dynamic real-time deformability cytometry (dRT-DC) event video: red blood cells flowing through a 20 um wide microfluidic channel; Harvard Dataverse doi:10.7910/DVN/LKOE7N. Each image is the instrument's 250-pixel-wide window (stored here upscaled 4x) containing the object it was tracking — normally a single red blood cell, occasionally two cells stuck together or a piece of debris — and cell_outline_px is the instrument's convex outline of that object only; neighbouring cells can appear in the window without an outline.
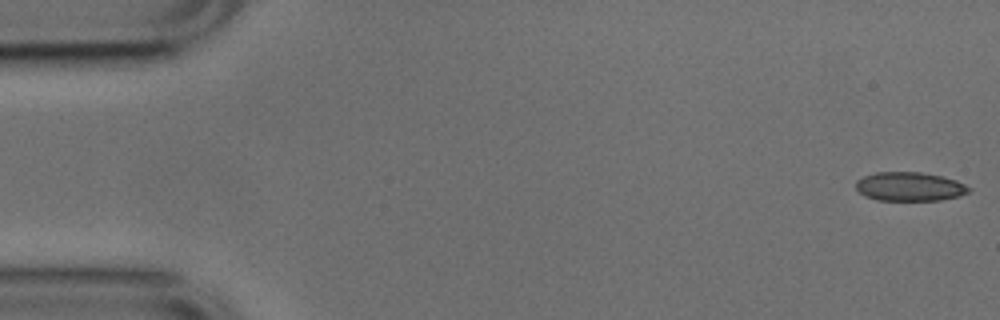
{"species": "common noctule bat (a hibernating species)", "species_latin": "Nyctalus noctula", "temperature_condition": "cold", "stored_images_in_passage": 52, "camera_frame_rate_fps": 3000, "um_per_image_px": 0.085, "animal": {"sex": "male", "body_mass_g": 17.9, "forearm_length_mm": 54.2}, "frame": {"image": 1, "passage_image": 1, "time_ms": 0.0, "image_size_px": [1000, 320], "cell_outline_px": [[972, 188], [968, 192], [960, 196], [940, 200], [876, 200], [864, 196], [856, 188], [856, 180], [864, 176], [876, 172], [920, 172], [940, 176], [956, 180]], "centroid_in_image_um": [77.31, 15.86], "position_along_channel_um": 7.7, "area_um2": 19.02}}
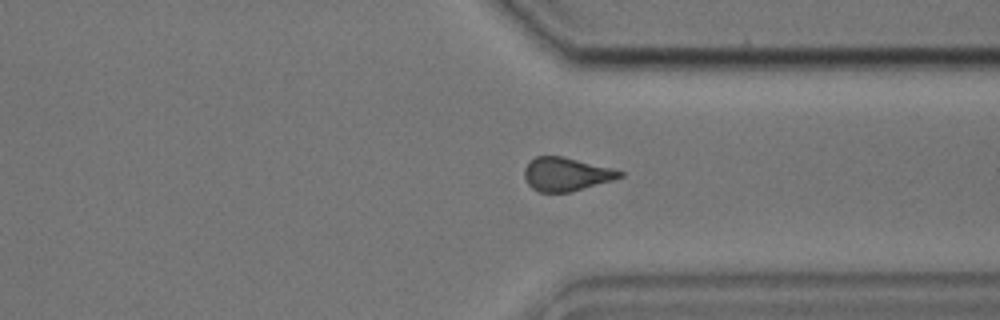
{"frame": {"image": 2, "passage_image": 39, "time_ms": 12.667, "image_size_px": [1000, 320], "cell_outline_px": [[624, 176], [612, 180], [572, 192], [540, 192], [532, 188], [528, 184], [524, 176], [524, 168], [536, 156], [560, 156], [612, 168], [624, 172]], "centroid_in_image_um": [48.13, 14.82], "position_along_channel_um": 363.3, "area_um2": 18.44}}
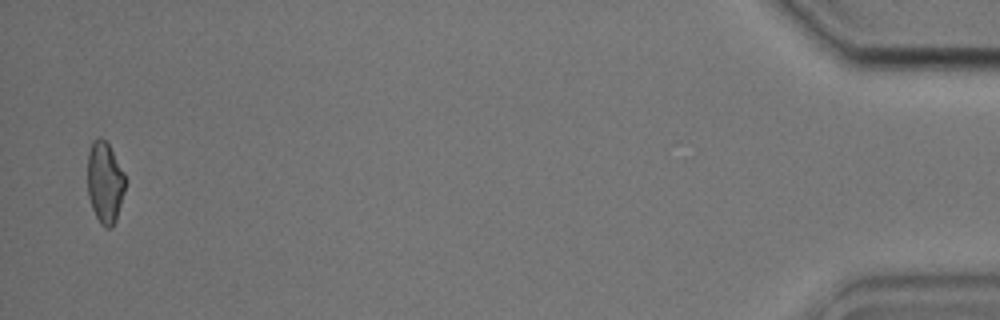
{"frame": {"image": 3, "passage_image": 51, "time_ms": 16.667, "image_size_px": [1000, 320], "cell_outline_px": [[124, 192], [116, 220], [112, 228], [104, 228], [100, 224], [92, 208], [88, 196], [88, 152], [92, 140], [100, 136], [108, 144], [124, 172]], "centroid_in_image_um": [8.9, 15.52], "position_along_channel_um": 426.3, "area_um2": 17.86}, "authors_computed_cell_mechanics": {"area_um2": 19.4786, "velocity_mm_per_s": 3.8016, "shape_relaxation_time_tau1_ms": 2.9274, "shape_relaxation_time_tau2_ms": 2.019, "deformation_change_tau1": 0.0855, "deformation_change_tau2": 0.0718}}